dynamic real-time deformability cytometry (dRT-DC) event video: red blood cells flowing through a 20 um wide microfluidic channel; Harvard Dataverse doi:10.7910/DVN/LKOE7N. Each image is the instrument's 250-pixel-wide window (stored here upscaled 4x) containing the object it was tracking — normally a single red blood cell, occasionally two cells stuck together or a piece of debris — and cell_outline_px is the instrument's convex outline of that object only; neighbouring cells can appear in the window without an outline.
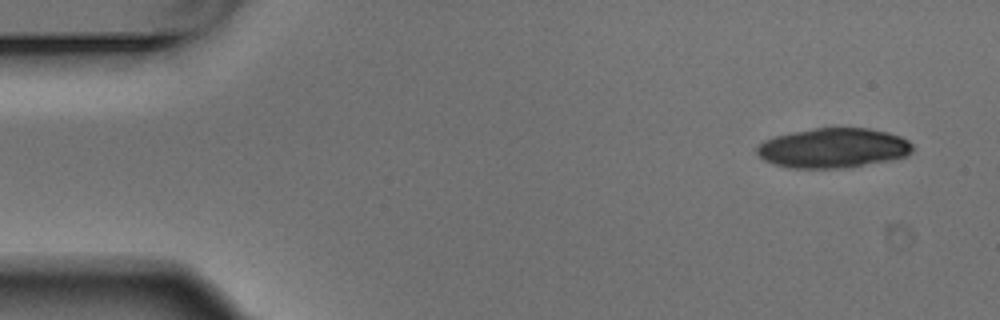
{"species": "Egyptian fruit bat (a non-hibernating species)", "species_latin": "Rousettus aegyptiacus", "temperature_condition": "warm", "stored_images_in_passage": 5, "segment_of_instrument_passage": [1, 2], "camera_frame_rate_fps": 3000, "um_per_image_px": 0.085, "animal": {"sex": "male"}, "frame": {"image": 1, "passage_image": 1, "time_ms": 0.0, "image_size_px": [1000, 320], "cell_outline_px": [[912, 152], [904, 156], [888, 160], [840, 168], [788, 168], [764, 160], [756, 152], [756, 148], [764, 140], [776, 136], [816, 128], [868, 128], [888, 132], [900, 136], [908, 140], [912, 144]], "centroid_in_image_um": [70.82, 12.58], "position_along_channel_um": 14.2, "area_um2": 35.6}}